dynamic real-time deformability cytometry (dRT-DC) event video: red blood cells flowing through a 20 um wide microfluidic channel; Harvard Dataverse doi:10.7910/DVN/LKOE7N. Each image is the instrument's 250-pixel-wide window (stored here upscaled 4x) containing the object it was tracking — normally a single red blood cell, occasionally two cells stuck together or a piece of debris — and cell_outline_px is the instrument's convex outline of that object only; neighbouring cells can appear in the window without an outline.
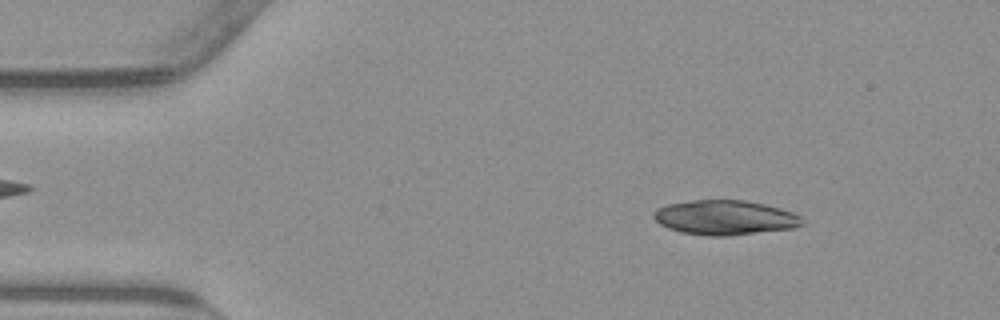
{"species": "common noctule bat (a hibernating species)", "species_latin": "Nyctalus noctula", "temperature_condition": "warm", "stored_images_in_passage": 53, "camera_frame_rate_fps": 3000, "um_per_image_px": 0.085, "animal": {"sex": "male", "body_mass_g": 23.1, "forearm_length_mm": 52.7}, "frame": {"image": 1, "passage_image": 7, "time_ms": 2.0, "image_size_px": [1000, 320], "cell_outline_px": [[800, 224], [788, 228], [728, 236], [708, 236], [684, 232], [668, 228], [660, 224], [652, 216], [660, 208], [668, 204], [692, 200], [744, 200], [764, 204], [792, 212], [800, 216]], "centroid_in_image_um": [61.56, 18.48], "position_along_channel_um": 23.4, "area_um2": 29.25}}
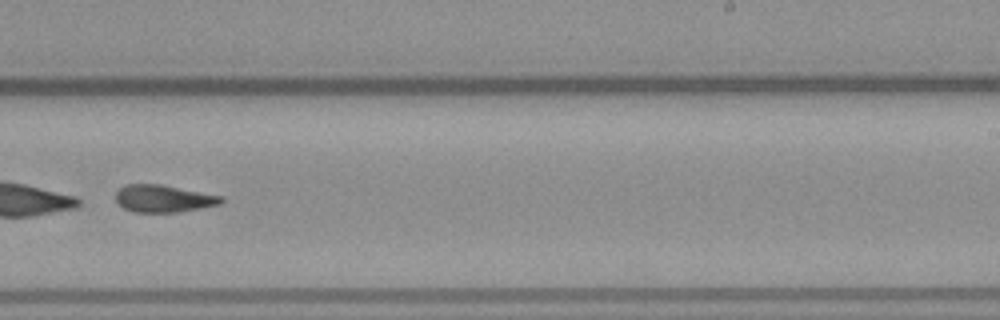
{"frame": {"image": 2, "passage_image": 33, "time_ms": 10.667, "image_size_px": [1000, 320], "cell_outline_px": [[224, 200], [220, 204], [200, 208], [176, 212], [132, 212], [124, 208], [116, 200], [116, 192], [120, 188], [128, 184], [160, 184], [224, 196]], "centroid_in_image_um": [13.91, 16.87], "position_along_channel_um": 275.1, "area_um2": 16.7}, "authors_computed_cell_mechanics": {"area_um2": 27.8596, "velocity_mm_per_s": 3.8361, "shape_relaxation_time_tau1_ms": null, "shape_relaxation_time_tau2_ms": 8.6026, "deformation_change_tau1": null, "deformation_change_tau2": 0.2103}}